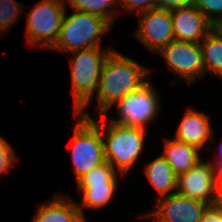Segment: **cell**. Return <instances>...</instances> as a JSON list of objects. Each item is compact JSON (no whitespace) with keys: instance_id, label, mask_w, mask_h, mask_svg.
Listing matches in <instances>:
<instances>
[{"instance_id":"cell-10","label":"cell","mask_w":222,"mask_h":222,"mask_svg":"<svg viewBox=\"0 0 222 222\" xmlns=\"http://www.w3.org/2000/svg\"><path fill=\"white\" fill-rule=\"evenodd\" d=\"M217 180L210 161H199L188 172L177 176L176 192L188 198L214 204Z\"/></svg>"},{"instance_id":"cell-22","label":"cell","mask_w":222,"mask_h":222,"mask_svg":"<svg viewBox=\"0 0 222 222\" xmlns=\"http://www.w3.org/2000/svg\"><path fill=\"white\" fill-rule=\"evenodd\" d=\"M194 5L211 23L222 17V0H195Z\"/></svg>"},{"instance_id":"cell-18","label":"cell","mask_w":222,"mask_h":222,"mask_svg":"<svg viewBox=\"0 0 222 222\" xmlns=\"http://www.w3.org/2000/svg\"><path fill=\"white\" fill-rule=\"evenodd\" d=\"M204 72L222 78V39L210 32L200 43Z\"/></svg>"},{"instance_id":"cell-6","label":"cell","mask_w":222,"mask_h":222,"mask_svg":"<svg viewBox=\"0 0 222 222\" xmlns=\"http://www.w3.org/2000/svg\"><path fill=\"white\" fill-rule=\"evenodd\" d=\"M65 0H39L27 15L28 44L51 49L58 39L65 16Z\"/></svg>"},{"instance_id":"cell-20","label":"cell","mask_w":222,"mask_h":222,"mask_svg":"<svg viewBox=\"0 0 222 222\" xmlns=\"http://www.w3.org/2000/svg\"><path fill=\"white\" fill-rule=\"evenodd\" d=\"M118 172L107 161L93 168L77 184L117 183Z\"/></svg>"},{"instance_id":"cell-21","label":"cell","mask_w":222,"mask_h":222,"mask_svg":"<svg viewBox=\"0 0 222 222\" xmlns=\"http://www.w3.org/2000/svg\"><path fill=\"white\" fill-rule=\"evenodd\" d=\"M20 4L16 0H0V33L10 29L19 19L23 8Z\"/></svg>"},{"instance_id":"cell-9","label":"cell","mask_w":222,"mask_h":222,"mask_svg":"<svg viewBox=\"0 0 222 222\" xmlns=\"http://www.w3.org/2000/svg\"><path fill=\"white\" fill-rule=\"evenodd\" d=\"M138 16L140 20L134 35L152 52L158 53L175 40L170 8L157 7Z\"/></svg>"},{"instance_id":"cell-26","label":"cell","mask_w":222,"mask_h":222,"mask_svg":"<svg viewBox=\"0 0 222 222\" xmlns=\"http://www.w3.org/2000/svg\"><path fill=\"white\" fill-rule=\"evenodd\" d=\"M195 0H158V7L175 8L193 5Z\"/></svg>"},{"instance_id":"cell-14","label":"cell","mask_w":222,"mask_h":222,"mask_svg":"<svg viewBox=\"0 0 222 222\" xmlns=\"http://www.w3.org/2000/svg\"><path fill=\"white\" fill-rule=\"evenodd\" d=\"M53 197L39 206L32 222H86L77 202L61 194Z\"/></svg>"},{"instance_id":"cell-13","label":"cell","mask_w":222,"mask_h":222,"mask_svg":"<svg viewBox=\"0 0 222 222\" xmlns=\"http://www.w3.org/2000/svg\"><path fill=\"white\" fill-rule=\"evenodd\" d=\"M177 128L174 139L195 146L199 150L214 137L208 115L191 108L184 113Z\"/></svg>"},{"instance_id":"cell-28","label":"cell","mask_w":222,"mask_h":222,"mask_svg":"<svg viewBox=\"0 0 222 222\" xmlns=\"http://www.w3.org/2000/svg\"><path fill=\"white\" fill-rule=\"evenodd\" d=\"M215 205L222 206V179L217 180Z\"/></svg>"},{"instance_id":"cell-19","label":"cell","mask_w":222,"mask_h":222,"mask_svg":"<svg viewBox=\"0 0 222 222\" xmlns=\"http://www.w3.org/2000/svg\"><path fill=\"white\" fill-rule=\"evenodd\" d=\"M73 10L100 16L107 20L111 25L118 16V9L112 8L113 5L120 4L119 0H65ZM110 8V9H109ZM112 8V10H111ZM118 11V12H117Z\"/></svg>"},{"instance_id":"cell-15","label":"cell","mask_w":222,"mask_h":222,"mask_svg":"<svg viewBox=\"0 0 222 222\" xmlns=\"http://www.w3.org/2000/svg\"><path fill=\"white\" fill-rule=\"evenodd\" d=\"M164 141V152L161 155L171 166L176 176L188 172L201 161L199 155L201 151L197 147L180 142L174 138H167Z\"/></svg>"},{"instance_id":"cell-8","label":"cell","mask_w":222,"mask_h":222,"mask_svg":"<svg viewBox=\"0 0 222 222\" xmlns=\"http://www.w3.org/2000/svg\"><path fill=\"white\" fill-rule=\"evenodd\" d=\"M158 53L168 70L185 79L188 85L205 75L199 43L173 40Z\"/></svg>"},{"instance_id":"cell-17","label":"cell","mask_w":222,"mask_h":222,"mask_svg":"<svg viewBox=\"0 0 222 222\" xmlns=\"http://www.w3.org/2000/svg\"><path fill=\"white\" fill-rule=\"evenodd\" d=\"M78 190L83 194L81 204L77 203L79 210L85 218L83 208L98 209L107 205L117 188V183L77 184Z\"/></svg>"},{"instance_id":"cell-11","label":"cell","mask_w":222,"mask_h":222,"mask_svg":"<svg viewBox=\"0 0 222 222\" xmlns=\"http://www.w3.org/2000/svg\"><path fill=\"white\" fill-rule=\"evenodd\" d=\"M158 200L157 207L144 215L148 219L153 218L154 222H200L205 208L209 205L177 192Z\"/></svg>"},{"instance_id":"cell-12","label":"cell","mask_w":222,"mask_h":222,"mask_svg":"<svg viewBox=\"0 0 222 222\" xmlns=\"http://www.w3.org/2000/svg\"><path fill=\"white\" fill-rule=\"evenodd\" d=\"M175 40L200 43L212 29V23L193 4L170 8Z\"/></svg>"},{"instance_id":"cell-1","label":"cell","mask_w":222,"mask_h":222,"mask_svg":"<svg viewBox=\"0 0 222 222\" xmlns=\"http://www.w3.org/2000/svg\"><path fill=\"white\" fill-rule=\"evenodd\" d=\"M150 71L114 49L104 63L96 91L99 115H106L119 100L145 85Z\"/></svg>"},{"instance_id":"cell-25","label":"cell","mask_w":222,"mask_h":222,"mask_svg":"<svg viewBox=\"0 0 222 222\" xmlns=\"http://www.w3.org/2000/svg\"><path fill=\"white\" fill-rule=\"evenodd\" d=\"M200 222H222L221 206L208 205L202 214Z\"/></svg>"},{"instance_id":"cell-24","label":"cell","mask_w":222,"mask_h":222,"mask_svg":"<svg viewBox=\"0 0 222 222\" xmlns=\"http://www.w3.org/2000/svg\"><path fill=\"white\" fill-rule=\"evenodd\" d=\"M122 7L128 13L138 12L136 14L145 12L150 9L158 7V0H119Z\"/></svg>"},{"instance_id":"cell-27","label":"cell","mask_w":222,"mask_h":222,"mask_svg":"<svg viewBox=\"0 0 222 222\" xmlns=\"http://www.w3.org/2000/svg\"><path fill=\"white\" fill-rule=\"evenodd\" d=\"M220 150L222 151V146ZM210 163L212 164L215 179H222V153L219 157V160H217L216 162L210 161Z\"/></svg>"},{"instance_id":"cell-5","label":"cell","mask_w":222,"mask_h":222,"mask_svg":"<svg viewBox=\"0 0 222 222\" xmlns=\"http://www.w3.org/2000/svg\"><path fill=\"white\" fill-rule=\"evenodd\" d=\"M78 117L74 125L71 157L76 181L90 170L106 162L104 144L101 136V115L97 122L93 118Z\"/></svg>"},{"instance_id":"cell-4","label":"cell","mask_w":222,"mask_h":222,"mask_svg":"<svg viewBox=\"0 0 222 222\" xmlns=\"http://www.w3.org/2000/svg\"><path fill=\"white\" fill-rule=\"evenodd\" d=\"M111 29L104 18L85 12L74 11L64 16L57 41L51 49L75 52L90 47H100V38Z\"/></svg>"},{"instance_id":"cell-2","label":"cell","mask_w":222,"mask_h":222,"mask_svg":"<svg viewBox=\"0 0 222 222\" xmlns=\"http://www.w3.org/2000/svg\"><path fill=\"white\" fill-rule=\"evenodd\" d=\"M113 50L111 47L106 51H102L101 47H90L71 53L74 55V59H71L74 114L90 118L84 108L90 105L92 95L97 91L104 63Z\"/></svg>"},{"instance_id":"cell-23","label":"cell","mask_w":222,"mask_h":222,"mask_svg":"<svg viewBox=\"0 0 222 222\" xmlns=\"http://www.w3.org/2000/svg\"><path fill=\"white\" fill-rule=\"evenodd\" d=\"M16 158L18 159L13 148L6 139L0 136V176L13 167L17 160Z\"/></svg>"},{"instance_id":"cell-29","label":"cell","mask_w":222,"mask_h":222,"mask_svg":"<svg viewBox=\"0 0 222 222\" xmlns=\"http://www.w3.org/2000/svg\"><path fill=\"white\" fill-rule=\"evenodd\" d=\"M211 31L222 39V17L212 23Z\"/></svg>"},{"instance_id":"cell-16","label":"cell","mask_w":222,"mask_h":222,"mask_svg":"<svg viewBox=\"0 0 222 222\" xmlns=\"http://www.w3.org/2000/svg\"><path fill=\"white\" fill-rule=\"evenodd\" d=\"M144 169L147 179L159 193V198L176 192L177 176L162 155L146 164Z\"/></svg>"},{"instance_id":"cell-7","label":"cell","mask_w":222,"mask_h":222,"mask_svg":"<svg viewBox=\"0 0 222 222\" xmlns=\"http://www.w3.org/2000/svg\"><path fill=\"white\" fill-rule=\"evenodd\" d=\"M148 78V82L139 90L131 92L115 104L119 119H111L110 121L123 126L145 129V125L154 120L160 110V100L159 95L149 82L151 81L150 76Z\"/></svg>"},{"instance_id":"cell-3","label":"cell","mask_w":222,"mask_h":222,"mask_svg":"<svg viewBox=\"0 0 222 222\" xmlns=\"http://www.w3.org/2000/svg\"><path fill=\"white\" fill-rule=\"evenodd\" d=\"M105 118L106 115H101V136L105 160L123 176L131 170L141 155L145 129L115 124L110 120L108 124H105Z\"/></svg>"}]
</instances>
